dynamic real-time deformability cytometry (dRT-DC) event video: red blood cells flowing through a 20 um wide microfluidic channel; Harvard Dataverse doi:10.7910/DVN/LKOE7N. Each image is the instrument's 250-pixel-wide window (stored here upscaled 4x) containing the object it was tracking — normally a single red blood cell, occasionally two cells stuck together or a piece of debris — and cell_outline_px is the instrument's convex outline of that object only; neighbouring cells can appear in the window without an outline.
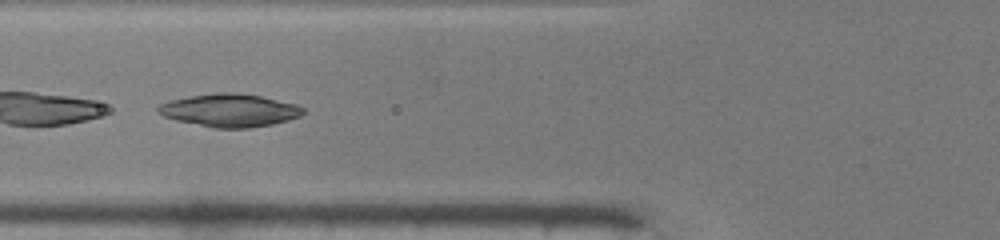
{"species": "common noctule bat (a hibernating species)", "species_latin": "Nyctalus noctula", "temperature_condition": "warm", "stored_images_in_passage": 47, "camera_frame_rate_fps": 3000, "um_per_image_px": 0.085, "animal": {"sex": "male", "body_mass_g": 19.0, "forearm_length_mm": 50.8}, "frame": {"image": 1, "passage_image": 19, "time_ms": 6.0, "image_size_px": [1000, 240], "cell_outline_px": [[304, 112], [300, 116], [288, 120], [272, 124], [248, 128], [212, 128], [176, 120], [164, 116], [156, 108], [160, 104], [172, 100], [192, 96], [216, 92], [232, 92], [260, 96], [296, 104], [304, 108]], "centroid_in_image_um": [19.54, 9.38], "position_along_channel_um": 106.3, "area_um2": 27.57}}
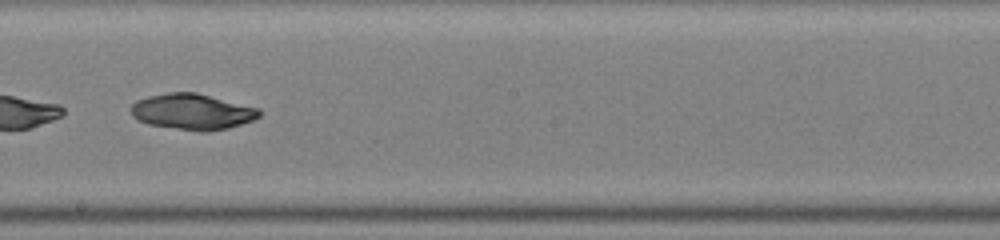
{"frame": {"image": 2, "passage_image": 28, "time_ms": 9.0, "image_size_px": [1000, 240], "cell_outline_px": [[260, 116], [252, 120], [228, 128], [208, 132], [200, 132], [148, 124], [132, 116], [132, 104], [136, 100], [148, 96], [168, 92], [196, 92], [260, 108]], "centroid_in_image_um": [16.36, 9.49], "position_along_channel_um": 231.8, "area_um2": 26.82}}
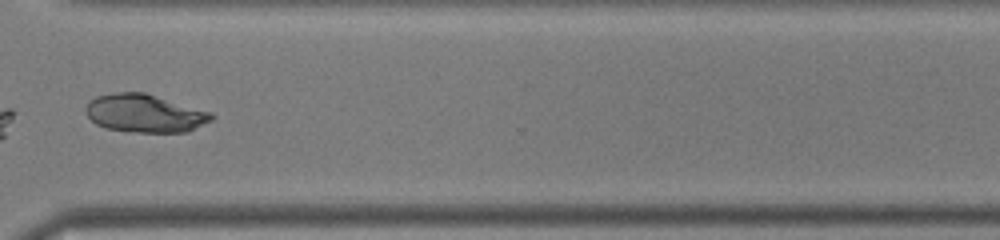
{"frame": {"image": 3, "passage_image": 37, "time_ms": 12.0, "image_size_px": [1000, 240], "cell_outline_px": [[216, 116], [212, 120], [188, 132], [128, 132], [104, 128], [96, 124], [84, 112], [84, 108], [88, 100], [96, 96], [112, 92], [144, 92], [212, 112]], "centroid_in_image_um": [12.28, 9.63], "position_along_channel_um": 358.3, "area_um2": 28.32}, "authors_computed_cell_mechanics": {"area_um2": 28.322, "velocity_mm_per_s": 4.194, "shape_relaxation_time_tau1_ms": 0.3492, "shape_relaxation_time_tau2_ms": 4.6956, "deformation_change_tau1": 0.2525, "deformation_change_tau2": 0.0433}}